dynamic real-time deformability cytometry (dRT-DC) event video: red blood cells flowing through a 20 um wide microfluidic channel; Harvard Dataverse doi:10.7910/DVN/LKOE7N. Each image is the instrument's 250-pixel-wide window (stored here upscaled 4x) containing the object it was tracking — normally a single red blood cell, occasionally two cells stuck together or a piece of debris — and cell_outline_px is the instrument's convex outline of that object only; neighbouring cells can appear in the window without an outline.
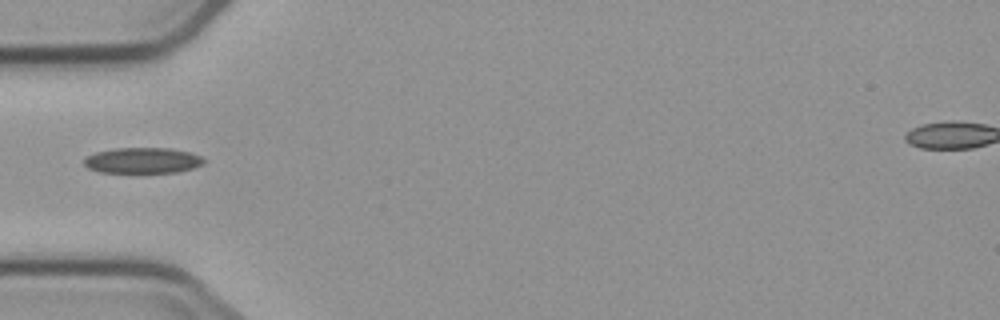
{"species": "common noctule bat (a hibernating species)", "species_latin": "Nyctalus noctula", "temperature_condition": "cold", "stored_images_in_passage": 1, "camera_frame_rate_fps": 3000, "um_per_image_px": 0.085, "animal": {"sex": "male", "body_mass_g": 23.1, "forearm_length_mm": 52.7}, "frame": {"image": 1, "passage_image": 1, "time_ms": 0.0, "image_size_px": [1000, 320], "cell_outline_px": [[204, 164], [192, 168], [176, 172], [100, 172], [88, 168], [84, 164], [84, 160], [88, 156], [96, 152], [116, 148], [168, 148], [188, 152], [200, 156], [204, 160]], "centroid_in_image_um": [12.11, 13.64], "position_along_channel_um": 72.9, "area_um2": 17.69}}